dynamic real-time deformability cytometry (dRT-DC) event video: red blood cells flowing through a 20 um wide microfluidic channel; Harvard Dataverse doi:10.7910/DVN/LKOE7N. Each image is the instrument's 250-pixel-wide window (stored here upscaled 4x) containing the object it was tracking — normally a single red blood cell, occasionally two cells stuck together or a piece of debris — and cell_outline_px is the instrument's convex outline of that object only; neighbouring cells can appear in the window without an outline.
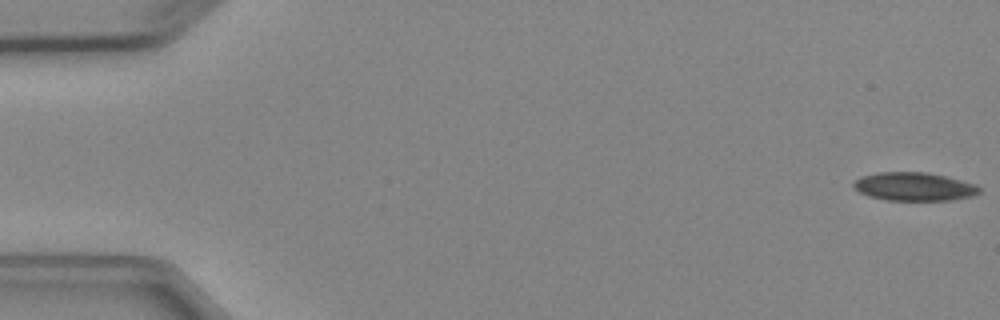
{"species": "Egyptian fruit bat (a non-hibernating species)", "species_latin": "Rousettus aegyptiacus", "temperature_condition": "cold", "stored_images_in_passage": 5, "camera_frame_rate_fps": 3000, "um_per_image_px": 0.085, "animal": {"sex": "female"}, "frame": {"image": 1, "passage_image": 1, "time_ms": 0.0, "image_size_px": [1000, 320], "cell_outline_px": [[980, 192], [972, 196], [952, 200], [888, 200], [868, 196], [852, 188], [852, 184], [860, 176], [876, 172], [924, 172], [944, 176], [976, 184], [980, 188]], "centroid_in_image_um": [77.66, 15.86], "position_along_channel_um": 7.3, "area_um2": 20.81}}
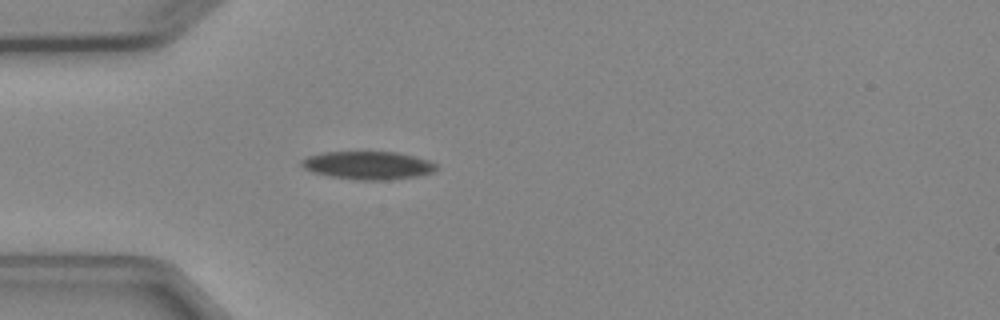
{"frame": {"image": 2, "passage_image": 5, "time_ms": 4.667, "image_size_px": [1000, 320], "cell_outline_px": [[440, 168], [432, 172], [416, 176], [388, 180], [356, 180], [332, 176], [312, 172], [304, 168], [300, 164], [300, 160], [308, 156], [324, 152], [396, 152], [416, 156], [428, 160], [436, 164]], "centroid_in_image_um": [31.29, 14.05], "position_along_channel_um": 53.7, "area_um2": 22.08}}